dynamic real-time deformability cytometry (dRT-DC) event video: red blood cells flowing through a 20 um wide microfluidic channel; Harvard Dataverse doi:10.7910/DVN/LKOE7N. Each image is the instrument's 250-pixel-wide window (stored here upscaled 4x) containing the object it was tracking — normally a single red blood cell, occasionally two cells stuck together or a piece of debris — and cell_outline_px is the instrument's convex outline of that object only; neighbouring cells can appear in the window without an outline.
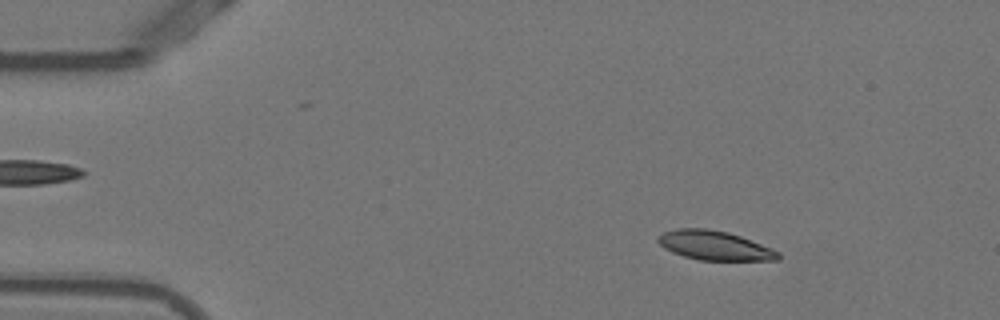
{"species": "Egyptian fruit bat (a non-hibernating species)", "species_latin": "Rousettus aegyptiacus", "temperature_condition": "warm", "stored_images_in_passage": 52, "camera_frame_rate_fps": 3000, "um_per_image_px": 0.085, "animal": {"sex": "female"}, "frame": {"image": 1, "passage_image": 7, "time_ms": 2.0, "image_size_px": [1000, 320], "cell_outline_px": [[780, 260], [700, 260], [684, 256], [672, 252], [664, 248], [656, 240], [664, 232], [676, 228], [708, 228], [728, 232], [740, 236], [772, 248], [780, 252]], "centroid_in_image_um": [60.75, 20.86], "position_along_channel_um": 24.2, "area_um2": 20.46}}
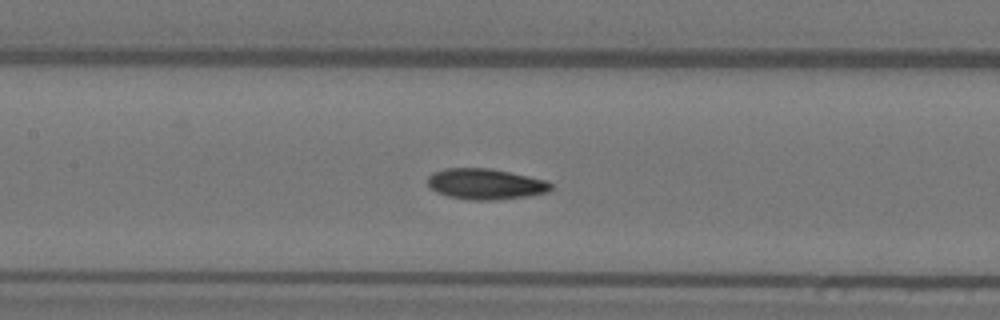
{"frame": {"image": 2, "passage_image": 24, "time_ms": 7.667, "image_size_px": [1000, 320], "cell_outline_px": [[552, 188], [548, 192], [528, 196], [492, 200], [468, 200], [448, 196], [436, 192], [428, 188], [428, 176], [432, 172], [444, 168], [488, 168], [548, 180], [552, 184]], "centroid_in_image_um": [41.24, 15.64], "position_along_channel_um": 166.2, "area_um2": 22.25}}
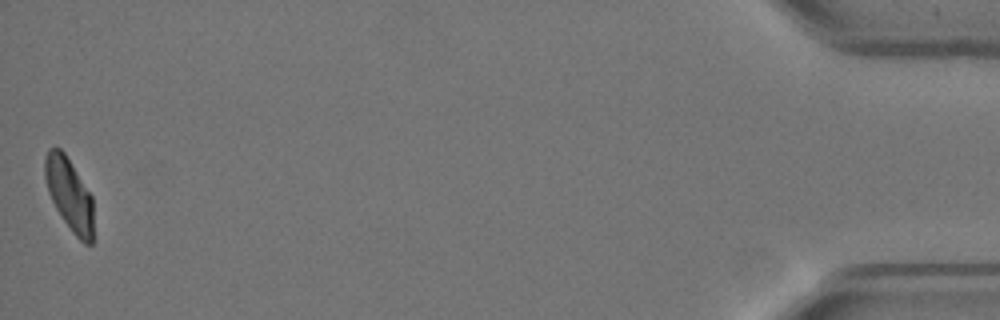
{"frame": {"image": 3, "passage_image": 52, "time_ms": 17.0, "image_size_px": [1000, 320], "cell_outline_px": [[92, 244], [84, 244], [72, 232], [56, 208], [48, 192], [44, 176], [44, 160], [48, 148], [60, 148], [64, 152], [92, 196]], "centroid_in_image_um": [5.87, 16.5], "position_along_channel_um": 429.3, "area_um2": 20.23}, "authors_computed_cell_mechanics": {"area_um2": 21.4438, "velocity_mm_per_s": 3.8335, "shape_relaxation_time_tau1_ms": 6.6768, "shape_relaxation_time_tau2_ms": 2.4958, "deformation_change_tau1": 0.1917, "deformation_change_tau2": 0.0777}}